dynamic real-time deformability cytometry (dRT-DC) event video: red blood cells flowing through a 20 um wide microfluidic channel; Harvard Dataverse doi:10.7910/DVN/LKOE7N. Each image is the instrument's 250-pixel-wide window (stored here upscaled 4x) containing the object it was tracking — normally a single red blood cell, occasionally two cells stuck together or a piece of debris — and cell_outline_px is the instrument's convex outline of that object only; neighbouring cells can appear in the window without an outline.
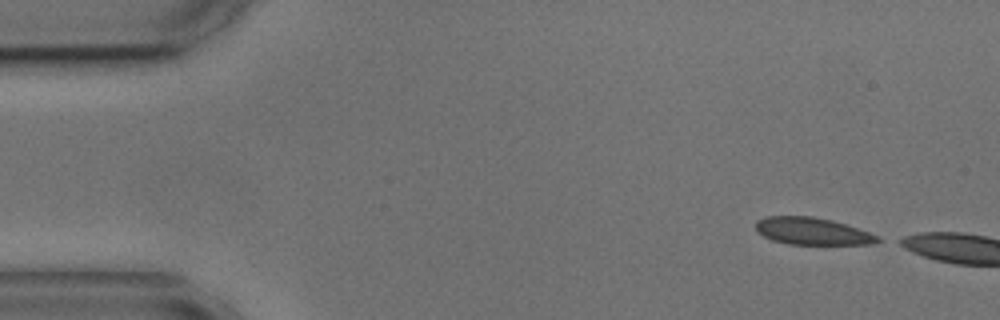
{"species": "common noctule bat (a hibernating species)", "species_latin": "Nyctalus noctula", "temperature_condition": "cold", "stored_images_in_passage": 5, "camera_frame_rate_fps": 3000, "um_per_image_px": 0.085, "animal": {"sex": "male", "body_mass_g": 17.9, "forearm_length_mm": 54.2}, "frame": {"image": 1, "passage_image": 1, "time_ms": 0.0, "image_size_px": [1000, 320], "cell_outline_px": [[884, 240], [872, 244], [788, 244], [772, 240], [756, 232], [756, 220], [764, 216], [812, 216], [832, 220], [880, 236]], "centroid_in_image_um": [69.03, 19.65], "position_along_channel_um": 16.0, "area_um2": 19.36}}
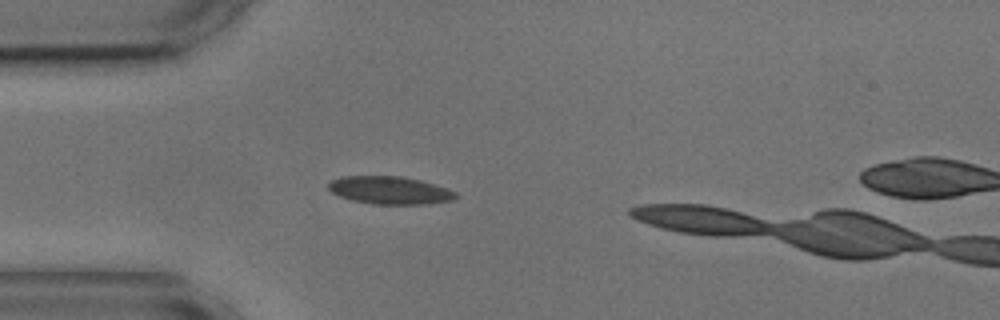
{"frame": {"image": 2, "passage_image": 4, "time_ms": 3.333, "image_size_px": [1000, 320], "cell_outline_px": [[460, 196], [452, 200], [428, 204], [372, 204], [352, 200], [340, 196], [332, 192], [328, 188], [328, 184], [332, 180], [340, 176], [404, 176], [420, 180], [448, 188], [456, 192]], "centroid_in_image_um": [33.16, 16.17], "position_along_channel_um": 51.8, "area_um2": 20.75}}